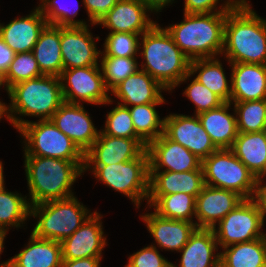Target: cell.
<instances>
[{"label": "cell", "instance_id": "33", "mask_svg": "<svg viewBox=\"0 0 266 267\" xmlns=\"http://www.w3.org/2000/svg\"><path fill=\"white\" fill-rule=\"evenodd\" d=\"M162 103L134 105L129 108L136 134L148 145L163 133L164 119L155 107Z\"/></svg>", "mask_w": 266, "mask_h": 267}, {"label": "cell", "instance_id": "25", "mask_svg": "<svg viewBox=\"0 0 266 267\" xmlns=\"http://www.w3.org/2000/svg\"><path fill=\"white\" fill-rule=\"evenodd\" d=\"M213 229L197 228L186 245L179 251L182 253L180 267H220V253ZM171 267H177L171 263Z\"/></svg>", "mask_w": 266, "mask_h": 267}, {"label": "cell", "instance_id": "30", "mask_svg": "<svg viewBox=\"0 0 266 267\" xmlns=\"http://www.w3.org/2000/svg\"><path fill=\"white\" fill-rule=\"evenodd\" d=\"M197 71L196 80L215 93L223 102H230L231 84L229 85L222 63L218 58L191 60L189 73L194 75Z\"/></svg>", "mask_w": 266, "mask_h": 267}, {"label": "cell", "instance_id": "32", "mask_svg": "<svg viewBox=\"0 0 266 267\" xmlns=\"http://www.w3.org/2000/svg\"><path fill=\"white\" fill-rule=\"evenodd\" d=\"M147 201L149 208L154 206V212L160 217L193 222L196 210V197L193 195L178 192L169 195H148Z\"/></svg>", "mask_w": 266, "mask_h": 267}, {"label": "cell", "instance_id": "52", "mask_svg": "<svg viewBox=\"0 0 266 267\" xmlns=\"http://www.w3.org/2000/svg\"><path fill=\"white\" fill-rule=\"evenodd\" d=\"M5 85V88H6V91L9 95V88L7 87V83H6V80H5V74H3L1 71H0V87Z\"/></svg>", "mask_w": 266, "mask_h": 267}, {"label": "cell", "instance_id": "51", "mask_svg": "<svg viewBox=\"0 0 266 267\" xmlns=\"http://www.w3.org/2000/svg\"><path fill=\"white\" fill-rule=\"evenodd\" d=\"M3 163L0 161V191H2L3 189H5V185H4V175H3Z\"/></svg>", "mask_w": 266, "mask_h": 267}, {"label": "cell", "instance_id": "16", "mask_svg": "<svg viewBox=\"0 0 266 267\" xmlns=\"http://www.w3.org/2000/svg\"><path fill=\"white\" fill-rule=\"evenodd\" d=\"M101 218L97 211L93 212L71 236L60 242L63 260L102 257L107 243Z\"/></svg>", "mask_w": 266, "mask_h": 267}, {"label": "cell", "instance_id": "34", "mask_svg": "<svg viewBox=\"0 0 266 267\" xmlns=\"http://www.w3.org/2000/svg\"><path fill=\"white\" fill-rule=\"evenodd\" d=\"M26 198L5 189L0 191V229L8 231L9 227H21L30 216V203Z\"/></svg>", "mask_w": 266, "mask_h": 267}, {"label": "cell", "instance_id": "47", "mask_svg": "<svg viewBox=\"0 0 266 267\" xmlns=\"http://www.w3.org/2000/svg\"><path fill=\"white\" fill-rule=\"evenodd\" d=\"M102 257H89L76 260H63L61 267H100Z\"/></svg>", "mask_w": 266, "mask_h": 267}, {"label": "cell", "instance_id": "19", "mask_svg": "<svg viewBox=\"0 0 266 267\" xmlns=\"http://www.w3.org/2000/svg\"><path fill=\"white\" fill-rule=\"evenodd\" d=\"M151 11L142 0H118L115 6L97 23L111 32L143 34L150 30L153 22L146 12Z\"/></svg>", "mask_w": 266, "mask_h": 267}, {"label": "cell", "instance_id": "42", "mask_svg": "<svg viewBox=\"0 0 266 267\" xmlns=\"http://www.w3.org/2000/svg\"><path fill=\"white\" fill-rule=\"evenodd\" d=\"M125 267H171V262L159 254L156 246L149 245L132 254Z\"/></svg>", "mask_w": 266, "mask_h": 267}, {"label": "cell", "instance_id": "22", "mask_svg": "<svg viewBox=\"0 0 266 267\" xmlns=\"http://www.w3.org/2000/svg\"><path fill=\"white\" fill-rule=\"evenodd\" d=\"M141 217L157 245L166 250L179 252L197 229L195 222L166 219L155 212L146 213Z\"/></svg>", "mask_w": 266, "mask_h": 267}, {"label": "cell", "instance_id": "23", "mask_svg": "<svg viewBox=\"0 0 266 267\" xmlns=\"http://www.w3.org/2000/svg\"><path fill=\"white\" fill-rule=\"evenodd\" d=\"M164 89L147 72L138 70L115 86L113 93L123 103V106L144 105L148 103H165L161 92Z\"/></svg>", "mask_w": 266, "mask_h": 267}, {"label": "cell", "instance_id": "54", "mask_svg": "<svg viewBox=\"0 0 266 267\" xmlns=\"http://www.w3.org/2000/svg\"><path fill=\"white\" fill-rule=\"evenodd\" d=\"M263 239H264L265 245H266V234H263Z\"/></svg>", "mask_w": 266, "mask_h": 267}, {"label": "cell", "instance_id": "8", "mask_svg": "<svg viewBox=\"0 0 266 267\" xmlns=\"http://www.w3.org/2000/svg\"><path fill=\"white\" fill-rule=\"evenodd\" d=\"M94 166V167H93ZM92 169L98 181L129 197L139 208L141 200L149 195V154L147 149L136 159L108 165H84Z\"/></svg>", "mask_w": 266, "mask_h": 267}, {"label": "cell", "instance_id": "39", "mask_svg": "<svg viewBox=\"0 0 266 267\" xmlns=\"http://www.w3.org/2000/svg\"><path fill=\"white\" fill-rule=\"evenodd\" d=\"M141 34L127 32L109 33L105 39L104 51L101 57L136 58L139 52V37Z\"/></svg>", "mask_w": 266, "mask_h": 267}, {"label": "cell", "instance_id": "1", "mask_svg": "<svg viewBox=\"0 0 266 267\" xmlns=\"http://www.w3.org/2000/svg\"><path fill=\"white\" fill-rule=\"evenodd\" d=\"M238 4H248V2L246 0H227L214 13H184L182 22L170 25L165 29L190 60L214 58L223 52L224 24L227 13Z\"/></svg>", "mask_w": 266, "mask_h": 267}, {"label": "cell", "instance_id": "4", "mask_svg": "<svg viewBox=\"0 0 266 267\" xmlns=\"http://www.w3.org/2000/svg\"><path fill=\"white\" fill-rule=\"evenodd\" d=\"M24 158L30 206L74 196L71 187L84 172V162L40 156Z\"/></svg>", "mask_w": 266, "mask_h": 267}, {"label": "cell", "instance_id": "29", "mask_svg": "<svg viewBox=\"0 0 266 267\" xmlns=\"http://www.w3.org/2000/svg\"><path fill=\"white\" fill-rule=\"evenodd\" d=\"M231 150L256 177L266 176V135L264 131L238 132Z\"/></svg>", "mask_w": 266, "mask_h": 267}, {"label": "cell", "instance_id": "14", "mask_svg": "<svg viewBox=\"0 0 266 267\" xmlns=\"http://www.w3.org/2000/svg\"><path fill=\"white\" fill-rule=\"evenodd\" d=\"M88 26H61V53L63 69L100 66L92 33Z\"/></svg>", "mask_w": 266, "mask_h": 267}, {"label": "cell", "instance_id": "10", "mask_svg": "<svg viewBox=\"0 0 266 267\" xmlns=\"http://www.w3.org/2000/svg\"><path fill=\"white\" fill-rule=\"evenodd\" d=\"M213 228L218 245L226 246L263 237L264 220L253 200L244 199Z\"/></svg>", "mask_w": 266, "mask_h": 267}, {"label": "cell", "instance_id": "48", "mask_svg": "<svg viewBox=\"0 0 266 267\" xmlns=\"http://www.w3.org/2000/svg\"><path fill=\"white\" fill-rule=\"evenodd\" d=\"M146 6L151 10V12H161L162 8L172 4L174 0H142ZM169 3V4H168Z\"/></svg>", "mask_w": 266, "mask_h": 267}, {"label": "cell", "instance_id": "21", "mask_svg": "<svg viewBox=\"0 0 266 267\" xmlns=\"http://www.w3.org/2000/svg\"><path fill=\"white\" fill-rule=\"evenodd\" d=\"M47 25L45 17L36 7L32 13L15 18L6 25L0 24V37L16 54L33 51L39 35Z\"/></svg>", "mask_w": 266, "mask_h": 267}, {"label": "cell", "instance_id": "36", "mask_svg": "<svg viewBox=\"0 0 266 267\" xmlns=\"http://www.w3.org/2000/svg\"><path fill=\"white\" fill-rule=\"evenodd\" d=\"M101 60V73L109 91L139 70L136 58L102 57Z\"/></svg>", "mask_w": 266, "mask_h": 267}, {"label": "cell", "instance_id": "38", "mask_svg": "<svg viewBox=\"0 0 266 267\" xmlns=\"http://www.w3.org/2000/svg\"><path fill=\"white\" fill-rule=\"evenodd\" d=\"M44 75L38 66L32 51L15 54L14 60L10 64L5 80L10 89L20 82L34 79Z\"/></svg>", "mask_w": 266, "mask_h": 267}, {"label": "cell", "instance_id": "3", "mask_svg": "<svg viewBox=\"0 0 266 267\" xmlns=\"http://www.w3.org/2000/svg\"><path fill=\"white\" fill-rule=\"evenodd\" d=\"M139 49L145 64L141 70L147 72L164 89L172 90L192 76L189 73L191 60L175 44L166 29L155 24L141 35Z\"/></svg>", "mask_w": 266, "mask_h": 267}, {"label": "cell", "instance_id": "37", "mask_svg": "<svg viewBox=\"0 0 266 267\" xmlns=\"http://www.w3.org/2000/svg\"><path fill=\"white\" fill-rule=\"evenodd\" d=\"M40 1L42 3L38 6V8L40 9L42 15L45 17L47 24L56 26H88L83 20H74V17H76L79 10L77 9L79 8L78 1H75L76 5L71 3L74 8H71L69 6L66 7V5L64 6L63 0H61V4L59 3L61 2L60 0Z\"/></svg>", "mask_w": 266, "mask_h": 267}, {"label": "cell", "instance_id": "27", "mask_svg": "<svg viewBox=\"0 0 266 267\" xmlns=\"http://www.w3.org/2000/svg\"><path fill=\"white\" fill-rule=\"evenodd\" d=\"M29 243L10 259L9 267H61V243L39 238L31 233Z\"/></svg>", "mask_w": 266, "mask_h": 267}, {"label": "cell", "instance_id": "49", "mask_svg": "<svg viewBox=\"0 0 266 267\" xmlns=\"http://www.w3.org/2000/svg\"><path fill=\"white\" fill-rule=\"evenodd\" d=\"M7 116L6 118L9 119V121L11 122V118H10V112H9V106H6L5 103H2L0 101V120L2 119L3 116Z\"/></svg>", "mask_w": 266, "mask_h": 267}, {"label": "cell", "instance_id": "50", "mask_svg": "<svg viewBox=\"0 0 266 267\" xmlns=\"http://www.w3.org/2000/svg\"><path fill=\"white\" fill-rule=\"evenodd\" d=\"M8 231L6 230H2L0 229V254H2L1 252L3 251V248H4V239L6 237V234H7Z\"/></svg>", "mask_w": 266, "mask_h": 267}, {"label": "cell", "instance_id": "53", "mask_svg": "<svg viewBox=\"0 0 266 267\" xmlns=\"http://www.w3.org/2000/svg\"><path fill=\"white\" fill-rule=\"evenodd\" d=\"M9 265H10V259H8V261L1 263L0 267H9Z\"/></svg>", "mask_w": 266, "mask_h": 267}, {"label": "cell", "instance_id": "44", "mask_svg": "<svg viewBox=\"0 0 266 267\" xmlns=\"http://www.w3.org/2000/svg\"><path fill=\"white\" fill-rule=\"evenodd\" d=\"M218 2L219 0H185L184 13L188 14L214 13L218 9L216 7Z\"/></svg>", "mask_w": 266, "mask_h": 267}, {"label": "cell", "instance_id": "9", "mask_svg": "<svg viewBox=\"0 0 266 267\" xmlns=\"http://www.w3.org/2000/svg\"><path fill=\"white\" fill-rule=\"evenodd\" d=\"M205 185L232 190L244 199L253 196L256 176L231 149H218L202 161Z\"/></svg>", "mask_w": 266, "mask_h": 267}, {"label": "cell", "instance_id": "7", "mask_svg": "<svg viewBox=\"0 0 266 267\" xmlns=\"http://www.w3.org/2000/svg\"><path fill=\"white\" fill-rule=\"evenodd\" d=\"M18 131L25 138L24 156L84 162V153L51 120L31 122L18 117Z\"/></svg>", "mask_w": 266, "mask_h": 267}, {"label": "cell", "instance_id": "2", "mask_svg": "<svg viewBox=\"0 0 266 267\" xmlns=\"http://www.w3.org/2000/svg\"><path fill=\"white\" fill-rule=\"evenodd\" d=\"M230 64L266 65V20L251 9L238 4L227 13L224 24V54Z\"/></svg>", "mask_w": 266, "mask_h": 267}, {"label": "cell", "instance_id": "12", "mask_svg": "<svg viewBox=\"0 0 266 267\" xmlns=\"http://www.w3.org/2000/svg\"><path fill=\"white\" fill-rule=\"evenodd\" d=\"M163 134L179 143L200 160L218 150L209 134L204 130L197 115L170 114L164 117Z\"/></svg>", "mask_w": 266, "mask_h": 267}, {"label": "cell", "instance_id": "17", "mask_svg": "<svg viewBox=\"0 0 266 267\" xmlns=\"http://www.w3.org/2000/svg\"><path fill=\"white\" fill-rule=\"evenodd\" d=\"M150 171L185 172L202 168L200 160L191 151L168 139L163 133L147 145ZM163 167V168H162Z\"/></svg>", "mask_w": 266, "mask_h": 267}, {"label": "cell", "instance_id": "28", "mask_svg": "<svg viewBox=\"0 0 266 267\" xmlns=\"http://www.w3.org/2000/svg\"><path fill=\"white\" fill-rule=\"evenodd\" d=\"M61 26L47 24L34 45L33 54L44 75L60 76L63 69Z\"/></svg>", "mask_w": 266, "mask_h": 267}, {"label": "cell", "instance_id": "26", "mask_svg": "<svg viewBox=\"0 0 266 267\" xmlns=\"http://www.w3.org/2000/svg\"><path fill=\"white\" fill-rule=\"evenodd\" d=\"M231 102H224L218 108L197 114L204 130L218 149H231L238 135L236 113H228Z\"/></svg>", "mask_w": 266, "mask_h": 267}, {"label": "cell", "instance_id": "13", "mask_svg": "<svg viewBox=\"0 0 266 267\" xmlns=\"http://www.w3.org/2000/svg\"><path fill=\"white\" fill-rule=\"evenodd\" d=\"M147 149L141 138H122L101 132L84 153V165H110L138 158Z\"/></svg>", "mask_w": 266, "mask_h": 267}, {"label": "cell", "instance_id": "46", "mask_svg": "<svg viewBox=\"0 0 266 267\" xmlns=\"http://www.w3.org/2000/svg\"><path fill=\"white\" fill-rule=\"evenodd\" d=\"M15 52L9 48L0 37V71L6 74L10 64L14 60Z\"/></svg>", "mask_w": 266, "mask_h": 267}, {"label": "cell", "instance_id": "6", "mask_svg": "<svg viewBox=\"0 0 266 267\" xmlns=\"http://www.w3.org/2000/svg\"><path fill=\"white\" fill-rule=\"evenodd\" d=\"M89 212L74 196L32 205L30 216L39 218L32 233L39 238L61 242L91 216Z\"/></svg>", "mask_w": 266, "mask_h": 267}, {"label": "cell", "instance_id": "31", "mask_svg": "<svg viewBox=\"0 0 266 267\" xmlns=\"http://www.w3.org/2000/svg\"><path fill=\"white\" fill-rule=\"evenodd\" d=\"M220 267H266L263 237L224 247L220 252Z\"/></svg>", "mask_w": 266, "mask_h": 267}, {"label": "cell", "instance_id": "20", "mask_svg": "<svg viewBox=\"0 0 266 267\" xmlns=\"http://www.w3.org/2000/svg\"><path fill=\"white\" fill-rule=\"evenodd\" d=\"M230 66L231 103L266 99V65L232 63Z\"/></svg>", "mask_w": 266, "mask_h": 267}, {"label": "cell", "instance_id": "35", "mask_svg": "<svg viewBox=\"0 0 266 267\" xmlns=\"http://www.w3.org/2000/svg\"><path fill=\"white\" fill-rule=\"evenodd\" d=\"M237 129L240 133L264 131L266 127V99L234 102Z\"/></svg>", "mask_w": 266, "mask_h": 267}, {"label": "cell", "instance_id": "5", "mask_svg": "<svg viewBox=\"0 0 266 267\" xmlns=\"http://www.w3.org/2000/svg\"><path fill=\"white\" fill-rule=\"evenodd\" d=\"M9 98L10 118L14 128L18 129L16 114L50 120L64 102L60 77L42 75L20 82L9 89Z\"/></svg>", "mask_w": 266, "mask_h": 267}, {"label": "cell", "instance_id": "24", "mask_svg": "<svg viewBox=\"0 0 266 267\" xmlns=\"http://www.w3.org/2000/svg\"><path fill=\"white\" fill-rule=\"evenodd\" d=\"M205 186L203 169L185 172L150 171L149 195L186 193L195 197Z\"/></svg>", "mask_w": 266, "mask_h": 267}, {"label": "cell", "instance_id": "11", "mask_svg": "<svg viewBox=\"0 0 266 267\" xmlns=\"http://www.w3.org/2000/svg\"><path fill=\"white\" fill-rule=\"evenodd\" d=\"M59 77L65 102L80 104L81 100L94 105L113 102L99 66L64 69Z\"/></svg>", "mask_w": 266, "mask_h": 267}, {"label": "cell", "instance_id": "18", "mask_svg": "<svg viewBox=\"0 0 266 267\" xmlns=\"http://www.w3.org/2000/svg\"><path fill=\"white\" fill-rule=\"evenodd\" d=\"M244 198L232 190L205 185L196 197L197 228L213 229ZM198 222V223H197Z\"/></svg>", "mask_w": 266, "mask_h": 267}, {"label": "cell", "instance_id": "40", "mask_svg": "<svg viewBox=\"0 0 266 267\" xmlns=\"http://www.w3.org/2000/svg\"><path fill=\"white\" fill-rule=\"evenodd\" d=\"M102 133L113 137L140 138L136 132L131 118L129 107L121 104L115 106L107 114L106 124Z\"/></svg>", "mask_w": 266, "mask_h": 267}, {"label": "cell", "instance_id": "15", "mask_svg": "<svg viewBox=\"0 0 266 267\" xmlns=\"http://www.w3.org/2000/svg\"><path fill=\"white\" fill-rule=\"evenodd\" d=\"M54 125L69 137L85 153L97 140L100 131L93 125L84 106L63 102L50 119Z\"/></svg>", "mask_w": 266, "mask_h": 267}, {"label": "cell", "instance_id": "45", "mask_svg": "<svg viewBox=\"0 0 266 267\" xmlns=\"http://www.w3.org/2000/svg\"><path fill=\"white\" fill-rule=\"evenodd\" d=\"M263 177L264 175L256 177L255 189L251 199L261 212L264 220V217L266 216V185L262 184V181L264 183V179H262Z\"/></svg>", "mask_w": 266, "mask_h": 267}, {"label": "cell", "instance_id": "41", "mask_svg": "<svg viewBox=\"0 0 266 267\" xmlns=\"http://www.w3.org/2000/svg\"><path fill=\"white\" fill-rule=\"evenodd\" d=\"M183 95H186L196 106L195 115L218 108L224 103L215 93L196 79L192 80Z\"/></svg>", "mask_w": 266, "mask_h": 267}, {"label": "cell", "instance_id": "43", "mask_svg": "<svg viewBox=\"0 0 266 267\" xmlns=\"http://www.w3.org/2000/svg\"><path fill=\"white\" fill-rule=\"evenodd\" d=\"M117 2L118 0H83L91 25H96Z\"/></svg>", "mask_w": 266, "mask_h": 267}]
</instances>
